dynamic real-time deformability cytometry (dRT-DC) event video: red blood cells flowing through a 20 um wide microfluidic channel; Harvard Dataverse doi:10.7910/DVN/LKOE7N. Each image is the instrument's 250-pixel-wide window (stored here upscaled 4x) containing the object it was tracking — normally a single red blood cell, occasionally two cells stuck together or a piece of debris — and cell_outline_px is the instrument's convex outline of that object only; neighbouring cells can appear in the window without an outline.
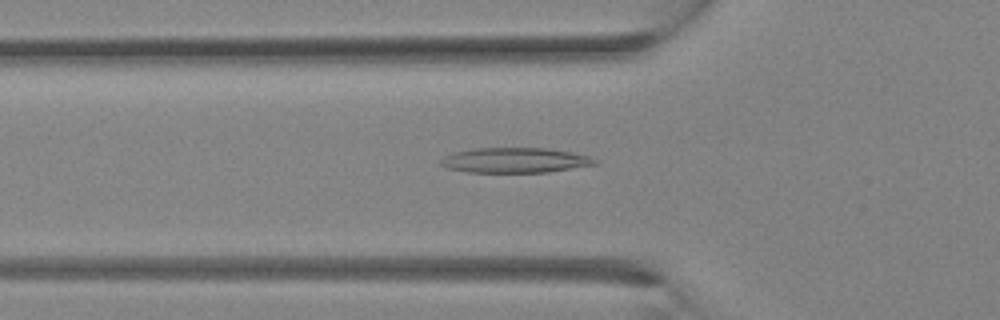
{"species": "Egyptian fruit bat (a non-hibernating species)", "species_latin": "Rousettus aegyptiacus", "temperature_condition": "room temperature", "stored_images_in_passage": 32, "camera_frame_rate_fps": 3000, "um_per_image_px": 0.085, "animal": {"sex": "female"}, "frame": {"image": 1, "passage_image": 11, "time_ms": 3.333, "image_size_px": [1000, 320], "cell_outline_px": [[600, 160], [596, 164], [548, 172], [468, 172], [448, 168], [440, 164], [440, 160], [444, 156], [452, 152], [472, 148], [548, 148], [572, 152], [588, 156]], "centroid_in_image_um": [43.76, 13.61], "position_along_channel_um": 82.0, "area_um2": 22.6}}
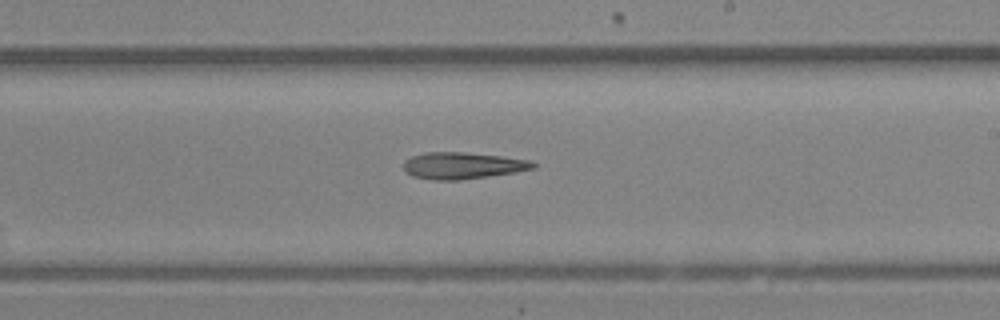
{"frame": {"image": 2, "passage_image": 19, "time_ms": 6.0, "image_size_px": [1000, 320], "cell_outline_px": [[536, 168], [516, 172], [460, 180], [436, 180], [412, 176], [404, 172], [404, 160], [412, 156], [424, 152], [464, 152], [500, 156], [532, 160], [536, 164]], "centroid_in_image_um": [39.32, 14.07], "position_along_channel_um": 249.7, "area_um2": 20.23}}
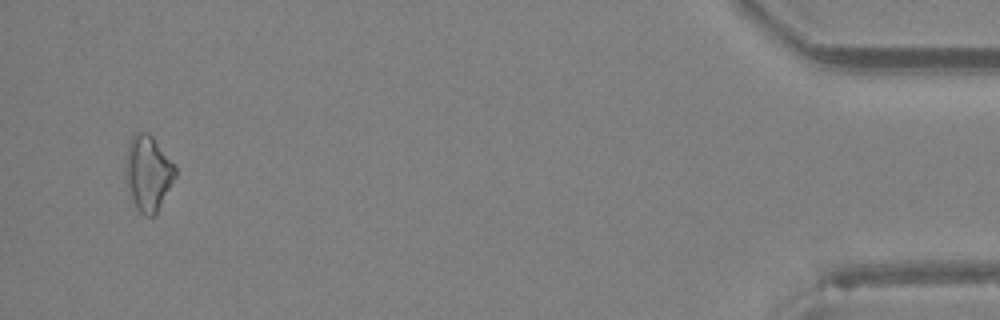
{"frame": {"image": 3, "passage_image": 31, "time_ms": 10.0, "image_size_px": [1000, 320], "cell_outline_px": [[176, 176], [156, 216], [144, 216], [136, 208], [128, 192], [124, 172], [124, 160], [128, 144], [132, 136], [136, 132], [148, 132], [152, 136], [176, 168]], "centroid_in_image_um": [12.55, 14.75], "position_along_channel_um": 422.7, "area_um2": 22.14}}